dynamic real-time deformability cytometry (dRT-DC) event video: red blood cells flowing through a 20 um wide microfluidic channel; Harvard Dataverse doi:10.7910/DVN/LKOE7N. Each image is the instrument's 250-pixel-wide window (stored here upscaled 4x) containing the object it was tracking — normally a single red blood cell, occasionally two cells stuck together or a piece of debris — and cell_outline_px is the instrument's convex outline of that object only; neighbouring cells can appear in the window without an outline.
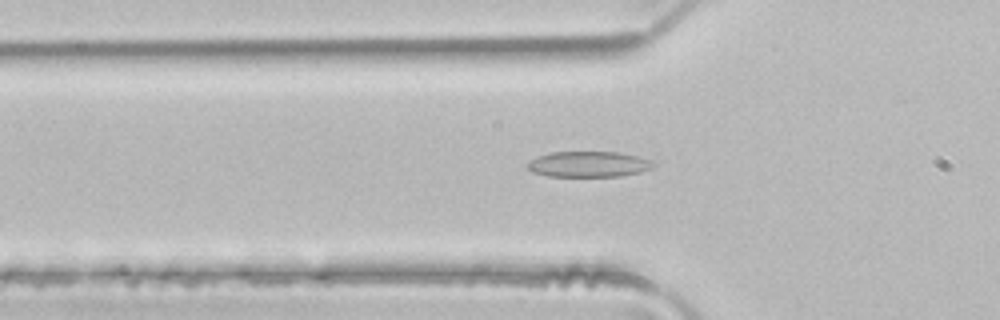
{"species": "common noctule bat (a hibernating species)", "species_latin": "Nyctalus noctula", "temperature_condition": "room temperature", "stored_images_in_passage": 35, "camera_frame_rate_fps": 3000, "um_per_image_px": 0.085, "animal": {"sex": "male", "body_mass_g": 21.5, "forearm_length_mm": 52.0}, "frame": {"image": 1, "passage_image": 2, "time_ms": 0.333, "image_size_px": [1000, 320], "cell_outline_px": [[656, 164], [652, 168], [640, 172], [620, 176], [548, 176], [532, 172], [528, 168], [528, 160], [552, 152], [616, 152], [640, 156], [652, 160]], "centroid_in_image_um": [50.07, 13.95], "position_along_channel_um": 75.7, "area_um2": 18.84}}
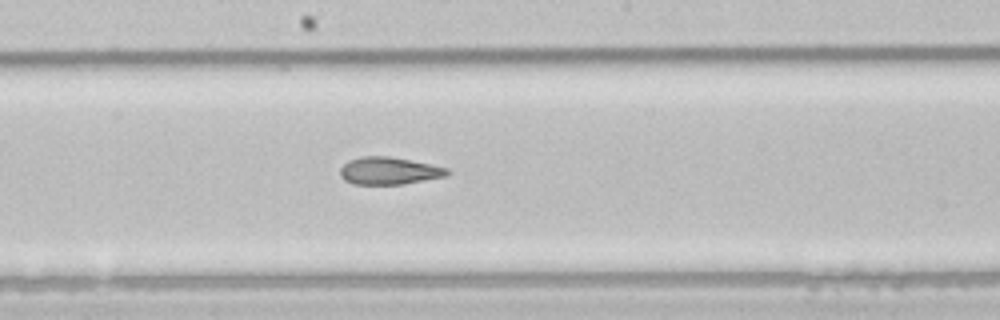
{"frame": {"image": 2, "passage_image": 12, "time_ms": 3.667, "image_size_px": [1000, 320], "cell_outline_px": [[452, 172], [444, 176], [404, 184], [352, 184], [344, 180], [340, 176], [340, 168], [348, 160], [360, 156], [388, 156], [448, 168]], "centroid_in_image_um": [33.02, 14.52], "position_along_channel_um": 215.2, "area_um2": 16.99}}
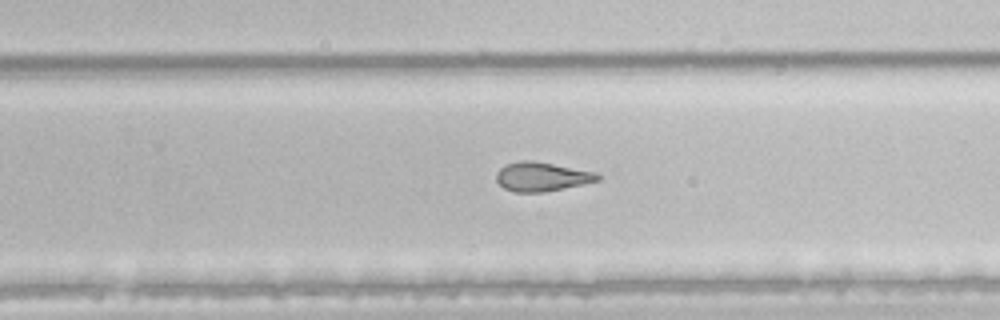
{"frame": {"image": 3, "passage_image": 17, "time_ms": 5.333, "image_size_px": [1000, 320], "cell_outline_px": [[604, 176], [600, 180], [584, 184], [544, 192], [512, 192], [504, 188], [496, 180], [496, 172], [504, 164], [520, 160], [532, 160], [596, 172]], "centroid_in_image_um": [46.06, 15.01], "position_along_channel_um": 283.7, "area_um2": 17.4}, "authors_computed_cell_mechanics": {"area_um2": 18.2648, "velocity_mm_per_s": 4.1516, "shape_relaxation_time_tau1_ms": 8.7682, "shape_relaxation_time_tau2_ms": 2.45, "deformation_change_tau1": 0.1935, "deformation_change_tau2": 0.1121}}